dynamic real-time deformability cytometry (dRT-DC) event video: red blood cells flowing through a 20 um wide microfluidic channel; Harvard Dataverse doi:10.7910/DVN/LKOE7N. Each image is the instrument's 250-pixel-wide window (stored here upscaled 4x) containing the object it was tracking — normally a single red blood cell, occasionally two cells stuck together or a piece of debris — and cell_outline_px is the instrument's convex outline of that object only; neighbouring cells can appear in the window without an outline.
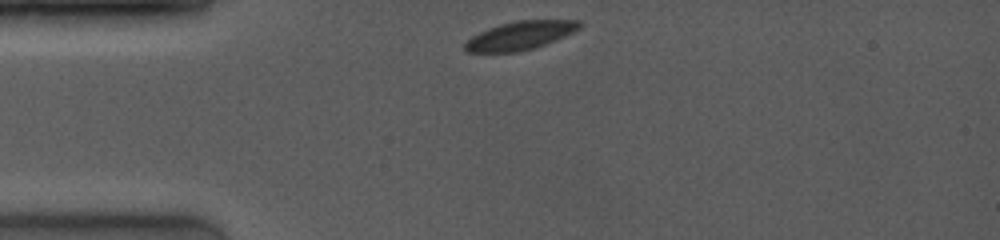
{"species": "common noctule bat (a hibernating species)", "species_latin": "Nyctalus noctula", "temperature_condition": "room temperature", "stored_images_in_passage": 20, "camera_frame_rate_fps": 4000, "um_per_image_px": 0.085, "animal": {"sex": "female", "body_mass_g": 19.0, "forearm_length_mm": 53.3}, "frame": {"image": 1, "passage_image": 1, "time_ms": 0.0, "image_size_px": [1000, 240], "cell_outline_px": [[584, 24], [580, 28], [564, 36], [544, 44], [532, 48], [516, 52], [464, 52], [464, 44], [472, 36], [488, 28], [500, 24], [516, 20], [580, 20]], "centroid_in_image_um": [44.21, 3.01], "position_along_channel_um": 40.8, "area_um2": 18.84}}
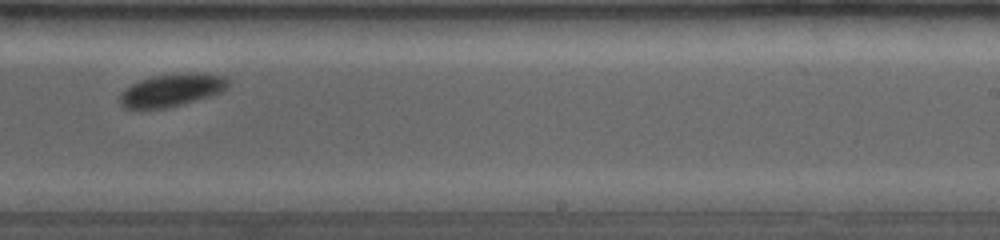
{"frame": {"image": 2, "passage_image": 13, "time_ms": 6.5, "image_size_px": [1000, 240], "cell_outline_px": [[228, 88], [220, 92], [208, 96], [168, 108], [140, 112], [124, 108], [120, 104], [120, 92], [124, 88], [140, 80], [152, 76], [176, 72], [196, 72], [224, 76], [228, 80]], "centroid_in_image_um": [14.5, 7.68], "position_along_channel_um": 274.5, "area_um2": 21.33}}
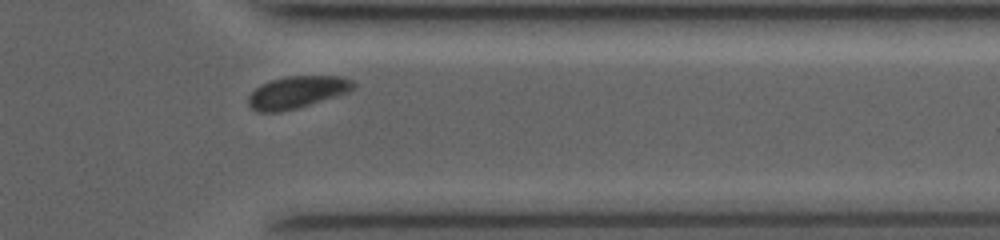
{"frame": {"image": 3, "passage_image": 18, "time_ms": 9.25, "image_size_px": [1000, 240], "cell_outline_px": [[356, 88], [348, 92], [336, 96], [296, 108], [280, 112], [256, 112], [248, 104], [248, 96], [260, 84], [272, 80], [288, 76], [340, 76], [352, 80], [356, 84]], "centroid_in_image_um": [25.25, 7.83], "position_along_channel_um": 386.2, "area_um2": 19.59}, "authors_computed_cell_mechanics": {"area_um2": 20.8947, "velocity_mm_per_s": 4.0049, "shape_relaxation_time_tau1_ms": 1.6086, "shape_relaxation_time_tau2_ms": null, "deformation_change_tau1": 0.0492, "deformation_change_tau2": null}}